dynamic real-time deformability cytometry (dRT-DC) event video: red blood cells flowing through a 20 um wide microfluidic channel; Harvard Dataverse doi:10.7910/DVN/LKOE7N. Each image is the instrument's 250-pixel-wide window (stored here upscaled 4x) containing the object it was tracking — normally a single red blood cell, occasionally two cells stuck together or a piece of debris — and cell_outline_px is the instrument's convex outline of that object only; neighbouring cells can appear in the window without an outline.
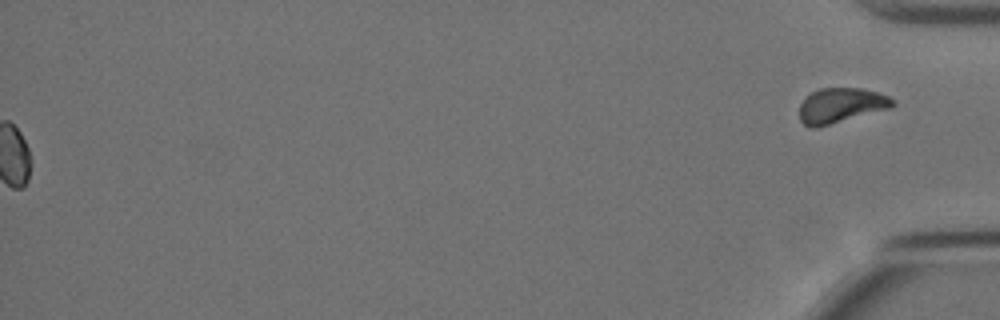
{"species": "Egyptian fruit bat (a non-hibernating species)", "species_latin": "Rousettus aegyptiacus", "temperature_condition": "cold", "stored_images_in_passage": 60, "segment_of_instrument_passage": [2, 2], "camera_frame_rate_fps": 3000, "um_per_image_px": 0.085, "animal": {"sex": "female"}, "frame": {"image": 1, "passage_image": 60, "time_ms": 19.667, "image_size_px": [1000, 320], "cell_outline_px": [[896, 104], [892, 108], [816, 128], [812, 128], [804, 124], [800, 120], [800, 104], [812, 92], [820, 88], [860, 88], [876, 92], [888, 96], [896, 100]], "centroid_in_image_um": [71.51, 8.97], "position_along_channel_um": 363.7, "area_um2": 19.02}}